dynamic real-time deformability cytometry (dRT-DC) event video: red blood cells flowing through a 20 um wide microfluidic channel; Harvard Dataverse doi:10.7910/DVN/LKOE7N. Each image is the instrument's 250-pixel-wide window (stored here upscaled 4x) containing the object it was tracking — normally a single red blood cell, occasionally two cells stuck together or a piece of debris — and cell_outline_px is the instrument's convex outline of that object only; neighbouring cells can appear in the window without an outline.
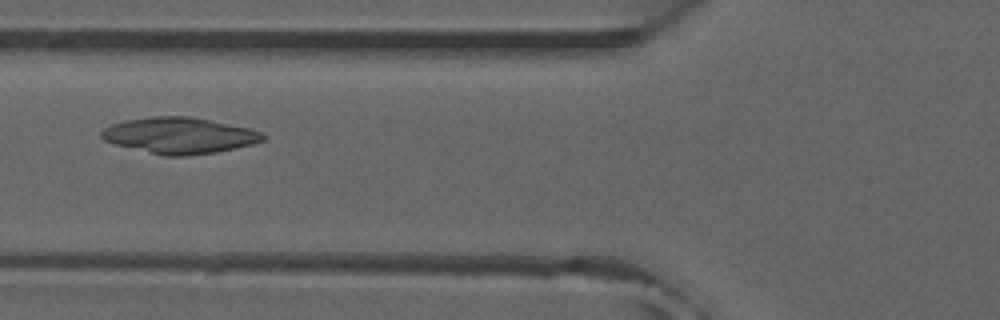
{"species": "common noctule bat (a hibernating species)", "species_latin": "Nyctalus noctula", "temperature_condition": "room temperature", "stored_images_in_passage": 7, "camera_frame_rate_fps": 3000, "um_per_image_px": 0.085, "animal": {"sex": "male", "forearm_length_mm": 52.5}, "frame": {"image": 1, "passage_image": 6, "time_ms": 1.667, "image_size_px": [1000, 320], "cell_outline_px": [[264, 140], [252, 144], [236, 148], [216, 152], [188, 156], [164, 156], [112, 144], [104, 140], [100, 136], [100, 132], [104, 128], [112, 124], [124, 120], [152, 116], [188, 116], [252, 128], [264, 132]], "centroid_in_image_um": [15.24, 11.52], "position_along_channel_um": 110.6, "area_um2": 34.28}}
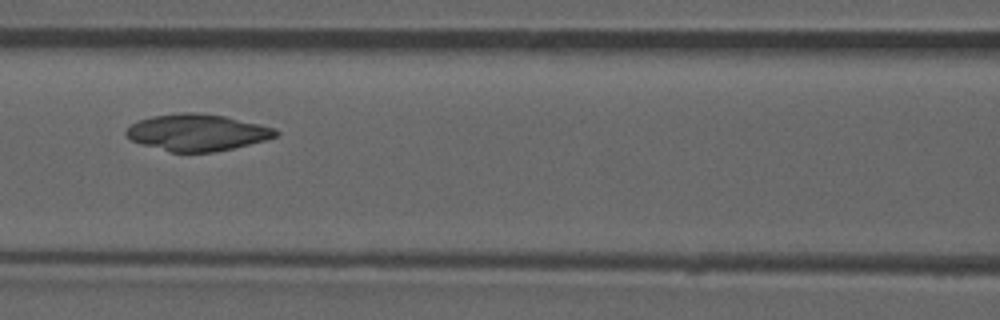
{"frame": {"image": 2, "passage_image": 7, "time_ms": 2.0, "image_size_px": [1000, 320], "cell_outline_px": [[280, 132], [276, 136], [264, 140], [232, 148], [212, 152], [172, 152], [140, 144], [132, 140], [124, 132], [132, 124], [140, 120], [152, 116], [180, 112], [196, 112], [224, 116], [276, 128]], "centroid_in_image_um": [16.75, 11.25], "position_along_channel_um": 149.8, "area_um2": 31.67}}